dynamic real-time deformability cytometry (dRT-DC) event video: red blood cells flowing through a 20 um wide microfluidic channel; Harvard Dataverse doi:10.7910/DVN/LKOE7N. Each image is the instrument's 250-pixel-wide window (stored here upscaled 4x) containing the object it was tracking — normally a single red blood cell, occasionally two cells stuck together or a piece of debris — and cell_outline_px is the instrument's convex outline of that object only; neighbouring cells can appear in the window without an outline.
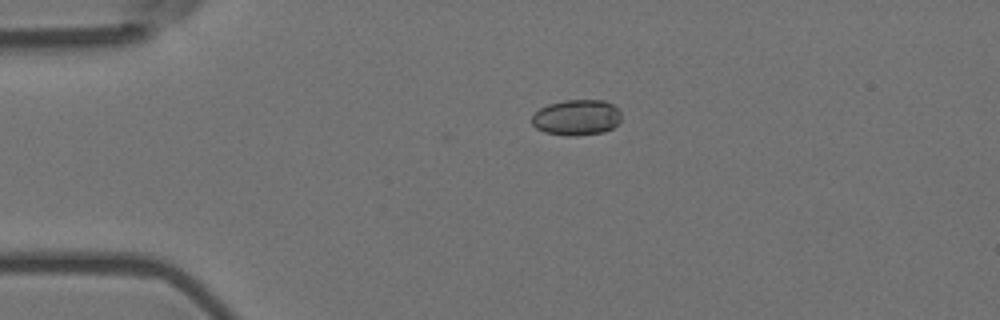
{"species": "Egyptian fruit bat (a non-hibernating species)", "species_latin": "Rousettus aegyptiacus", "temperature_condition": "room temperature", "stored_images_in_passage": 6, "camera_frame_rate_fps": 3000, "um_per_image_px": 0.085, "animal": {"sex": "female"}, "frame": {"image": 1, "passage_image": 6, "time_ms": 1.667, "image_size_px": [1000, 320], "cell_outline_px": [[620, 120], [612, 128], [604, 132], [576, 136], [568, 136], [544, 132], [536, 128], [532, 124], [532, 116], [540, 108], [548, 104], [564, 100], [604, 100], [612, 104], [620, 112]], "centroid_in_image_um": [49.0, 9.99], "position_along_channel_um": 36.0, "area_um2": 18.61}}